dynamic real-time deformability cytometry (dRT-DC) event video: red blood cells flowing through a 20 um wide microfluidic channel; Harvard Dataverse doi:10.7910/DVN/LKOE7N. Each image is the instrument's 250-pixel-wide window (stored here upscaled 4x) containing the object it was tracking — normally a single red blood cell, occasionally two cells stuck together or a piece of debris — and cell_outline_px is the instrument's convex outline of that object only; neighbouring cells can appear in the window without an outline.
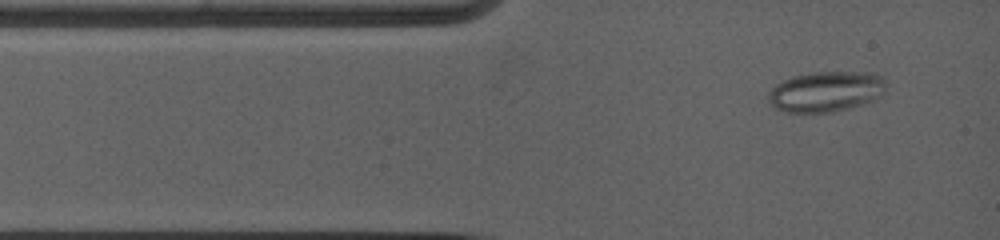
{"species": "common noctule bat (a hibernating species)", "species_latin": "Nyctalus noctula", "temperature_condition": "warm", "stored_images_in_passage": 5, "camera_frame_rate_fps": 5000, "um_per_image_px": 0.085, "animal": {"sex": "female", "body_mass_g": 19.0, "forearm_length_mm": 53.3}, "frame": {"image": 1, "passage_image": 1, "time_ms": 0.0, "image_size_px": [1000, 240], "cell_outline_px": [[888, 84], [884, 92], [880, 96], [872, 100], [860, 104], [828, 112], [788, 112], [776, 108], [768, 104], [768, 92], [776, 84], [792, 76], [816, 72], [868, 72], [880, 76]], "centroid_in_image_um": [70.18, 7.77], "position_along_channel_um": 14.8, "area_um2": 27.51}}
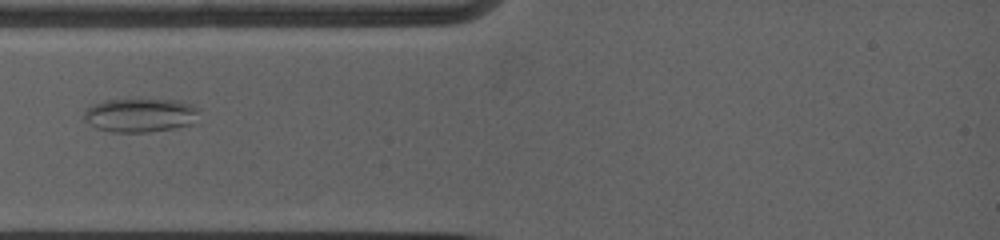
{"frame": {"image": 2, "passage_image": 4, "time_ms": 2.2, "image_size_px": [1000, 240], "cell_outline_px": [[200, 124], [176, 128], [148, 132], [112, 132], [96, 128], [84, 120], [84, 112], [88, 108], [96, 104], [108, 100], [180, 100], [192, 104], [200, 108]], "centroid_in_image_um": [12.07, 9.81], "position_along_channel_um": 72.9, "area_um2": 23.12}}